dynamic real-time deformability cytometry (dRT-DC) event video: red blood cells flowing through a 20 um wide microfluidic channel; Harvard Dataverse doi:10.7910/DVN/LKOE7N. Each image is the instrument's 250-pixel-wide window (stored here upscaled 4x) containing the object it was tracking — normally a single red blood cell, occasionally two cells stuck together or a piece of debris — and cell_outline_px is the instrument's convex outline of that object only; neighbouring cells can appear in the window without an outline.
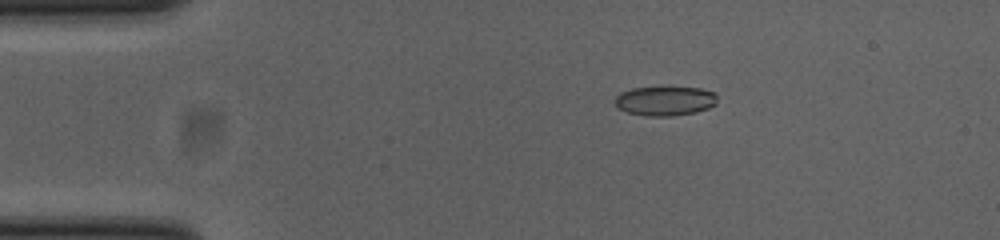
{"species": "common noctule bat (a hibernating species)", "species_latin": "Nyctalus noctula", "temperature_condition": "cold", "stored_images_in_passage": 53, "camera_frame_rate_fps": 3000, "um_per_image_px": 0.085, "animal": {"sex": "female", "body_mass_g": 23.0, "forearm_length_mm": 53.4}, "frame": {"image": 1, "passage_image": 10, "time_ms": 3.0, "image_size_px": [1000, 240], "cell_outline_px": [[716, 104], [708, 108], [696, 112], [672, 116], [648, 116], [628, 112], [620, 108], [616, 104], [616, 96], [620, 92], [632, 88], [668, 84], [700, 88], [716, 92]], "centroid_in_image_um": [56.56, 8.52], "position_along_channel_um": 28.4, "area_um2": 18.26}}
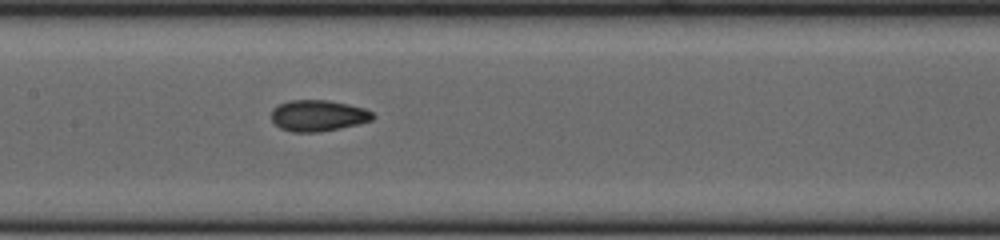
{"frame": {"image": 2, "passage_image": 26, "time_ms": 8.333, "image_size_px": [1000, 240], "cell_outline_px": [[376, 116], [372, 120], [340, 128], [320, 132], [292, 132], [280, 128], [272, 120], [272, 108], [276, 104], [288, 100], [328, 100], [348, 104], [364, 108], [372, 112]], "centroid_in_image_um": [27.01, 9.82], "position_along_channel_um": 180.4, "area_um2": 18.55}}
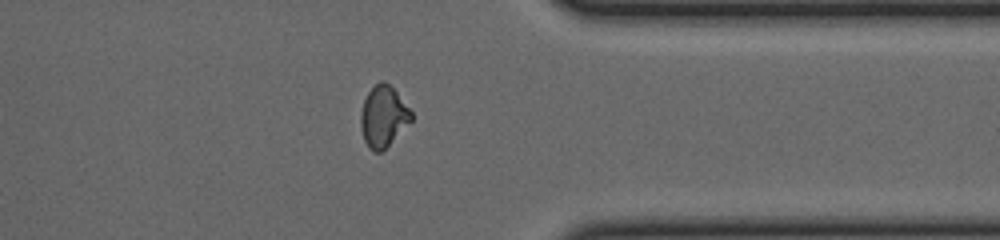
{"frame": {"image": 3, "passage_image": 42, "time_ms": 13.667, "image_size_px": [1000, 240], "cell_outline_px": [[412, 120], [380, 152], [372, 152], [368, 148], [364, 140], [360, 124], [360, 112], [364, 100], [368, 92], [380, 80], [384, 80], [396, 92], [412, 112]], "centroid_in_image_um": [32.55, 9.89], "position_along_channel_um": 378.9, "area_um2": 17.69}, "authors_computed_cell_mechanics": {"area_um2": 17.8024, "velocity_mm_per_s": 3.8852, "shape_relaxation_time_tau1_ms": 8.9596, "shape_relaxation_time_tau2_ms": 1.4568, "deformation_change_tau1": 0.188, "deformation_change_tau2": 0.061}}